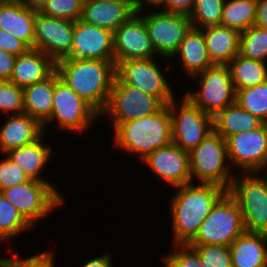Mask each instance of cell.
<instances>
[{
	"instance_id": "obj_1",
	"label": "cell",
	"mask_w": 267,
	"mask_h": 267,
	"mask_svg": "<svg viewBox=\"0 0 267 267\" xmlns=\"http://www.w3.org/2000/svg\"><path fill=\"white\" fill-rule=\"evenodd\" d=\"M168 201L171 215L173 244L187 245L214 204L227 191L216 184L190 183L175 187Z\"/></svg>"
},
{
	"instance_id": "obj_2",
	"label": "cell",
	"mask_w": 267,
	"mask_h": 267,
	"mask_svg": "<svg viewBox=\"0 0 267 267\" xmlns=\"http://www.w3.org/2000/svg\"><path fill=\"white\" fill-rule=\"evenodd\" d=\"M59 78L101 113L116 76L115 61L63 58L56 62Z\"/></svg>"
},
{
	"instance_id": "obj_3",
	"label": "cell",
	"mask_w": 267,
	"mask_h": 267,
	"mask_svg": "<svg viewBox=\"0 0 267 267\" xmlns=\"http://www.w3.org/2000/svg\"><path fill=\"white\" fill-rule=\"evenodd\" d=\"M113 146L142 161L155 150L172 142L168 104L158 112L132 121L119 123L113 130Z\"/></svg>"
},
{
	"instance_id": "obj_4",
	"label": "cell",
	"mask_w": 267,
	"mask_h": 267,
	"mask_svg": "<svg viewBox=\"0 0 267 267\" xmlns=\"http://www.w3.org/2000/svg\"><path fill=\"white\" fill-rule=\"evenodd\" d=\"M237 173L227 191L240 208L245 231L267 235V172Z\"/></svg>"
},
{
	"instance_id": "obj_5",
	"label": "cell",
	"mask_w": 267,
	"mask_h": 267,
	"mask_svg": "<svg viewBox=\"0 0 267 267\" xmlns=\"http://www.w3.org/2000/svg\"><path fill=\"white\" fill-rule=\"evenodd\" d=\"M189 162L192 183L198 180L229 189L235 175L231 173L226 140L215 130L189 152Z\"/></svg>"
},
{
	"instance_id": "obj_6",
	"label": "cell",
	"mask_w": 267,
	"mask_h": 267,
	"mask_svg": "<svg viewBox=\"0 0 267 267\" xmlns=\"http://www.w3.org/2000/svg\"><path fill=\"white\" fill-rule=\"evenodd\" d=\"M244 231L240 208L226 191L214 204L195 237L187 245L230 246Z\"/></svg>"
},
{
	"instance_id": "obj_7",
	"label": "cell",
	"mask_w": 267,
	"mask_h": 267,
	"mask_svg": "<svg viewBox=\"0 0 267 267\" xmlns=\"http://www.w3.org/2000/svg\"><path fill=\"white\" fill-rule=\"evenodd\" d=\"M54 183L30 179L1 191V194L12 203L23 218L35 229L36 223L51 216L54 209L64 202ZM37 221V222H36Z\"/></svg>"
},
{
	"instance_id": "obj_8",
	"label": "cell",
	"mask_w": 267,
	"mask_h": 267,
	"mask_svg": "<svg viewBox=\"0 0 267 267\" xmlns=\"http://www.w3.org/2000/svg\"><path fill=\"white\" fill-rule=\"evenodd\" d=\"M98 118L101 119L100 113L93 106L60 78L56 80L51 116L43 124L44 132L47 125L55 122L61 131L83 135Z\"/></svg>"
},
{
	"instance_id": "obj_9",
	"label": "cell",
	"mask_w": 267,
	"mask_h": 267,
	"mask_svg": "<svg viewBox=\"0 0 267 267\" xmlns=\"http://www.w3.org/2000/svg\"><path fill=\"white\" fill-rule=\"evenodd\" d=\"M199 78L197 91L184 94L196 107L215 117L226 106L236 102V90L226 65H213L192 78ZM195 91V92H194Z\"/></svg>"
},
{
	"instance_id": "obj_10",
	"label": "cell",
	"mask_w": 267,
	"mask_h": 267,
	"mask_svg": "<svg viewBox=\"0 0 267 267\" xmlns=\"http://www.w3.org/2000/svg\"><path fill=\"white\" fill-rule=\"evenodd\" d=\"M165 104L138 88L125 84L117 75L109 99L100 117H110L113 129L121 122L132 121L158 112Z\"/></svg>"
},
{
	"instance_id": "obj_11",
	"label": "cell",
	"mask_w": 267,
	"mask_h": 267,
	"mask_svg": "<svg viewBox=\"0 0 267 267\" xmlns=\"http://www.w3.org/2000/svg\"><path fill=\"white\" fill-rule=\"evenodd\" d=\"M182 97L181 103L175 98L168 104L172 142L190 152L214 130L213 117L196 107L186 96Z\"/></svg>"
},
{
	"instance_id": "obj_12",
	"label": "cell",
	"mask_w": 267,
	"mask_h": 267,
	"mask_svg": "<svg viewBox=\"0 0 267 267\" xmlns=\"http://www.w3.org/2000/svg\"><path fill=\"white\" fill-rule=\"evenodd\" d=\"M144 20L158 58L169 62L192 27L189 16L164 11L137 12ZM147 13V14H146ZM161 56V57H160Z\"/></svg>"
},
{
	"instance_id": "obj_13",
	"label": "cell",
	"mask_w": 267,
	"mask_h": 267,
	"mask_svg": "<svg viewBox=\"0 0 267 267\" xmlns=\"http://www.w3.org/2000/svg\"><path fill=\"white\" fill-rule=\"evenodd\" d=\"M157 58L131 59L121 61L116 66V75L125 83L141 91L158 97L165 105L175 98V92L163 72Z\"/></svg>"
},
{
	"instance_id": "obj_14",
	"label": "cell",
	"mask_w": 267,
	"mask_h": 267,
	"mask_svg": "<svg viewBox=\"0 0 267 267\" xmlns=\"http://www.w3.org/2000/svg\"><path fill=\"white\" fill-rule=\"evenodd\" d=\"M225 140L232 169H239V173L267 172V123Z\"/></svg>"
},
{
	"instance_id": "obj_15",
	"label": "cell",
	"mask_w": 267,
	"mask_h": 267,
	"mask_svg": "<svg viewBox=\"0 0 267 267\" xmlns=\"http://www.w3.org/2000/svg\"><path fill=\"white\" fill-rule=\"evenodd\" d=\"M73 35V21L36 12L33 49L43 52L57 62L71 53Z\"/></svg>"
},
{
	"instance_id": "obj_16",
	"label": "cell",
	"mask_w": 267,
	"mask_h": 267,
	"mask_svg": "<svg viewBox=\"0 0 267 267\" xmlns=\"http://www.w3.org/2000/svg\"><path fill=\"white\" fill-rule=\"evenodd\" d=\"M115 65L131 59L156 58L143 18L136 12L113 32Z\"/></svg>"
},
{
	"instance_id": "obj_17",
	"label": "cell",
	"mask_w": 267,
	"mask_h": 267,
	"mask_svg": "<svg viewBox=\"0 0 267 267\" xmlns=\"http://www.w3.org/2000/svg\"><path fill=\"white\" fill-rule=\"evenodd\" d=\"M141 162L172 188L192 183L189 152L173 142L155 150Z\"/></svg>"
},
{
	"instance_id": "obj_18",
	"label": "cell",
	"mask_w": 267,
	"mask_h": 267,
	"mask_svg": "<svg viewBox=\"0 0 267 267\" xmlns=\"http://www.w3.org/2000/svg\"><path fill=\"white\" fill-rule=\"evenodd\" d=\"M66 58L115 61L113 33L81 20L75 21L72 49Z\"/></svg>"
},
{
	"instance_id": "obj_19",
	"label": "cell",
	"mask_w": 267,
	"mask_h": 267,
	"mask_svg": "<svg viewBox=\"0 0 267 267\" xmlns=\"http://www.w3.org/2000/svg\"><path fill=\"white\" fill-rule=\"evenodd\" d=\"M136 13V2L84 0L81 21L112 33Z\"/></svg>"
},
{
	"instance_id": "obj_20",
	"label": "cell",
	"mask_w": 267,
	"mask_h": 267,
	"mask_svg": "<svg viewBox=\"0 0 267 267\" xmlns=\"http://www.w3.org/2000/svg\"><path fill=\"white\" fill-rule=\"evenodd\" d=\"M7 120L0 126V153L35 142L43 134V125L26 113L7 115Z\"/></svg>"
},
{
	"instance_id": "obj_21",
	"label": "cell",
	"mask_w": 267,
	"mask_h": 267,
	"mask_svg": "<svg viewBox=\"0 0 267 267\" xmlns=\"http://www.w3.org/2000/svg\"><path fill=\"white\" fill-rule=\"evenodd\" d=\"M56 71V62L43 52L29 49L16 56L13 73L9 82L25 87L46 80Z\"/></svg>"
},
{
	"instance_id": "obj_22",
	"label": "cell",
	"mask_w": 267,
	"mask_h": 267,
	"mask_svg": "<svg viewBox=\"0 0 267 267\" xmlns=\"http://www.w3.org/2000/svg\"><path fill=\"white\" fill-rule=\"evenodd\" d=\"M36 11L21 2L0 1V28L33 49Z\"/></svg>"
},
{
	"instance_id": "obj_23",
	"label": "cell",
	"mask_w": 267,
	"mask_h": 267,
	"mask_svg": "<svg viewBox=\"0 0 267 267\" xmlns=\"http://www.w3.org/2000/svg\"><path fill=\"white\" fill-rule=\"evenodd\" d=\"M45 134L46 133L35 142L13 149L6 153V155L17 164L30 179L52 183L42 176L46 165L52 159L50 157L53 156L54 151L52 150V146L45 143L47 142L46 138H44V136H46Z\"/></svg>"
},
{
	"instance_id": "obj_24",
	"label": "cell",
	"mask_w": 267,
	"mask_h": 267,
	"mask_svg": "<svg viewBox=\"0 0 267 267\" xmlns=\"http://www.w3.org/2000/svg\"><path fill=\"white\" fill-rule=\"evenodd\" d=\"M173 58L180 60L181 70L190 78L214 65L209 58L202 30L194 27L186 33L170 59Z\"/></svg>"
},
{
	"instance_id": "obj_25",
	"label": "cell",
	"mask_w": 267,
	"mask_h": 267,
	"mask_svg": "<svg viewBox=\"0 0 267 267\" xmlns=\"http://www.w3.org/2000/svg\"><path fill=\"white\" fill-rule=\"evenodd\" d=\"M201 30L209 58L214 65H227L239 54L240 31L222 25L209 26Z\"/></svg>"
},
{
	"instance_id": "obj_26",
	"label": "cell",
	"mask_w": 267,
	"mask_h": 267,
	"mask_svg": "<svg viewBox=\"0 0 267 267\" xmlns=\"http://www.w3.org/2000/svg\"><path fill=\"white\" fill-rule=\"evenodd\" d=\"M232 267H267V235L244 231L230 245Z\"/></svg>"
},
{
	"instance_id": "obj_27",
	"label": "cell",
	"mask_w": 267,
	"mask_h": 267,
	"mask_svg": "<svg viewBox=\"0 0 267 267\" xmlns=\"http://www.w3.org/2000/svg\"><path fill=\"white\" fill-rule=\"evenodd\" d=\"M55 71L46 80L23 87V113L37 119L42 125L50 118L56 80Z\"/></svg>"
},
{
	"instance_id": "obj_28",
	"label": "cell",
	"mask_w": 267,
	"mask_h": 267,
	"mask_svg": "<svg viewBox=\"0 0 267 267\" xmlns=\"http://www.w3.org/2000/svg\"><path fill=\"white\" fill-rule=\"evenodd\" d=\"M263 124L262 120L243 109L237 102L226 106L213 117L214 130L224 139L242 131L257 129Z\"/></svg>"
},
{
	"instance_id": "obj_29",
	"label": "cell",
	"mask_w": 267,
	"mask_h": 267,
	"mask_svg": "<svg viewBox=\"0 0 267 267\" xmlns=\"http://www.w3.org/2000/svg\"><path fill=\"white\" fill-rule=\"evenodd\" d=\"M235 90L257 86L267 81V62L238 54L227 65Z\"/></svg>"
},
{
	"instance_id": "obj_30",
	"label": "cell",
	"mask_w": 267,
	"mask_h": 267,
	"mask_svg": "<svg viewBox=\"0 0 267 267\" xmlns=\"http://www.w3.org/2000/svg\"><path fill=\"white\" fill-rule=\"evenodd\" d=\"M257 0H225L221 24L240 32L254 25Z\"/></svg>"
},
{
	"instance_id": "obj_31",
	"label": "cell",
	"mask_w": 267,
	"mask_h": 267,
	"mask_svg": "<svg viewBox=\"0 0 267 267\" xmlns=\"http://www.w3.org/2000/svg\"><path fill=\"white\" fill-rule=\"evenodd\" d=\"M30 230L33 227L0 192V235L7 241Z\"/></svg>"
},
{
	"instance_id": "obj_32",
	"label": "cell",
	"mask_w": 267,
	"mask_h": 267,
	"mask_svg": "<svg viewBox=\"0 0 267 267\" xmlns=\"http://www.w3.org/2000/svg\"><path fill=\"white\" fill-rule=\"evenodd\" d=\"M240 55L267 62V29L251 26L240 34Z\"/></svg>"
},
{
	"instance_id": "obj_33",
	"label": "cell",
	"mask_w": 267,
	"mask_h": 267,
	"mask_svg": "<svg viewBox=\"0 0 267 267\" xmlns=\"http://www.w3.org/2000/svg\"><path fill=\"white\" fill-rule=\"evenodd\" d=\"M236 102L267 123V81L254 87L236 90Z\"/></svg>"
},
{
	"instance_id": "obj_34",
	"label": "cell",
	"mask_w": 267,
	"mask_h": 267,
	"mask_svg": "<svg viewBox=\"0 0 267 267\" xmlns=\"http://www.w3.org/2000/svg\"><path fill=\"white\" fill-rule=\"evenodd\" d=\"M225 0H195L189 15L192 27L202 29L221 24Z\"/></svg>"
},
{
	"instance_id": "obj_35",
	"label": "cell",
	"mask_w": 267,
	"mask_h": 267,
	"mask_svg": "<svg viewBox=\"0 0 267 267\" xmlns=\"http://www.w3.org/2000/svg\"><path fill=\"white\" fill-rule=\"evenodd\" d=\"M198 254L204 267H232L230 246L189 245Z\"/></svg>"
},
{
	"instance_id": "obj_36",
	"label": "cell",
	"mask_w": 267,
	"mask_h": 267,
	"mask_svg": "<svg viewBox=\"0 0 267 267\" xmlns=\"http://www.w3.org/2000/svg\"><path fill=\"white\" fill-rule=\"evenodd\" d=\"M23 109V88L9 81H0L1 116L21 114Z\"/></svg>"
},
{
	"instance_id": "obj_37",
	"label": "cell",
	"mask_w": 267,
	"mask_h": 267,
	"mask_svg": "<svg viewBox=\"0 0 267 267\" xmlns=\"http://www.w3.org/2000/svg\"><path fill=\"white\" fill-rule=\"evenodd\" d=\"M84 0H49L40 11L42 14L63 20L81 19Z\"/></svg>"
},
{
	"instance_id": "obj_38",
	"label": "cell",
	"mask_w": 267,
	"mask_h": 267,
	"mask_svg": "<svg viewBox=\"0 0 267 267\" xmlns=\"http://www.w3.org/2000/svg\"><path fill=\"white\" fill-rule=\"evenodd\" d=\"M169 254L162 256L164 267H204L197 252L189 245H174Z\"/></svg>"
},
{
	"instance_id": "obj_39",
	"label": "cell",
	"mask_w": 267,
	"mask_h": 267,
	"mask_svg": "<svg viewBox=\"0 0 267 267\" xmlns=\"http://www.w3.org/2000/svg\"><path fill=\"white\" fill-rule=\"evenodd\" d=\"M54 252L44 251L36 253L27 258L19 257V254L14 252L11 257L0 258V267H54Z\"/></svg>"
},
{
	"instance_id": "obj_40",
	"label": "cell",
	"mask_w": 267,
	"mask_h": 267,
	"mask_svg": "<svg viewBox=\"0 0 267 267\" xmlns=\"http://www.w3.org/2000/svg\"><path fill=\"white\" fill-rule=\"evenodd\" d=\"M0 160V192L6 188L26 183L30 178L15 164L9 157L4 154Z\"/></svg>"
},
{
	"instance_id": "obj_41",
	"label": "cell",
	"mask_w": 267,
	"mask_h": 267,
	"mask_svg": "<svg viewBox=\"0 0 267 267\" xmlns=\"http://www.w3.org/2000/svg\"><path fill=\"white\" fill-rule=\"evenodd\" d=\"M0 49L18 56L26 53L30 48L23 41L0 28Z\"/></svg>"
},
{
	"instance_id": "obj_42",
	"label": "cell",
	"mask_w": 267,
	"mask_h": 267,
	"mask_svg": "<svg viewBox=\"0 0 267 267\" xmlns=\"http://www.w3.org/2000/svg\"><path fill=\"white\" fill-rule=\"evenodd\" d=\"M194 2L195 0H167L166 6L161 11L189 16Z\"/></svg>"
},
{
	"instance_id": "obj_43",
	"label": "cell",
	"mask_w": 267,
	"mask_h": 267,
	"mask_svg": "<svg viewBox=\"0 0 267 267\" xmlns=\"http://www.w3.org/2000/svg\"><path fill=\"white\" fill-rule=\"evenodd\" d=\"M16 56L0 49V81H9L12 76Z\"/></svg>"
},
{
	"instance_id": "obj_44",
	"label": "cell",
	"mask_w": 267,
	"mask_h": 267,
	"mask_svg": "<svg viewBox=\"0 0 267 267\" xmlns=\"http://www.w3.org/2000/svg\"><path fill=\"white\" fill-rule=\"evenodd\" d=\"M254 25L267 29V0H257Z\"/></svg>"
},
{
	"instance_id": "obj_45",
	"label": "cell",
	"mask_w": 267,
	"mask_h": 267,
	"mask_svg": "<svg viewBox=\"0 0 267 267\" xmlns=\"http://www.w3.org/2000/svg\"><path fill=\"white\" fill-rule=\"evenodd\" d=\"M111 257L112 254L106 252L96 258L93 257L91 260H86L87 262L81 267H113V258Z\"/></svg>"
},
{
	"instance_id": "obj_46",
	"label": "cell",
	"mask_w": 267,
	"mask_h": 267,
	"mask_svg": "<svg viewBox=\"0 0 267 267\" xmlns=\"http://www.w3.org/2000/svg\"><path fill=\"white\" fill-rule=\"evenodd\" d=\"M166 3H167V0H136V12H143V11H146L147 8L149 10V6H151V10L152 11L153 9L152 8H156L154 10H159L160 9L162 10L165 6H166ZM145 7H147L145 9ZM159 7V8H158Z\"/></svg>"
},
{
	"instance_id": "obj_47",
	"label": "cell",
	"mask_w": 267,
	"mask_h": 267,
	"mask_svg": "<svg viewBox=\"0 0 267 267\" xmlns=\"http://www.w3.org/2000/svg\"><path fill=\"white\" fill-rule=\"evenodd\" d=\"M49 0H24V4L36 12H40Z\"/></svg>"
},
{
	"instance_id": "obj_48",
	"label": "cell",
	"mask_w": 267,
	"mask_h": 267,
	"mask_svg": "<svg viewBox=\"0 0 267 267\" xmlns=\"http://www.w3.org/2000/svg\"><path fill=\"white\" fill-rule=\"evenodd\" d=\"M104 1H111V2H136V0H104Z\"/></svg>"
},
{
	"instance_id": "obj_49",
	"label": "cell",
	"mask_w": 267,
	"mask_h": 267,
	"mask_svg": "<svg viewBox=\"0 0 267 267\" xmlns=\"http://www.w3.org/2000/svg\"><path fill=\"white\" fill-rule=\"evenodd\" d=\"M0 1H8V2H21L23 3L24 0H0Z\"/></svg>"
},
{
	"instance_id": "obj_50",
	"label": "cell",
	"mask_w": 267,
	"mask_h": 267,
	"mask_svg": "<svg viewBox=\"0 0 267 267\" xmlns=\"http://www.w3.org/2000/svg\"><path fill=\"white\" fill-rule=\"evenodd\" d=\"M6 242V240L0 235V244H1V242Z\"/></svg>"
}]
</instances>
